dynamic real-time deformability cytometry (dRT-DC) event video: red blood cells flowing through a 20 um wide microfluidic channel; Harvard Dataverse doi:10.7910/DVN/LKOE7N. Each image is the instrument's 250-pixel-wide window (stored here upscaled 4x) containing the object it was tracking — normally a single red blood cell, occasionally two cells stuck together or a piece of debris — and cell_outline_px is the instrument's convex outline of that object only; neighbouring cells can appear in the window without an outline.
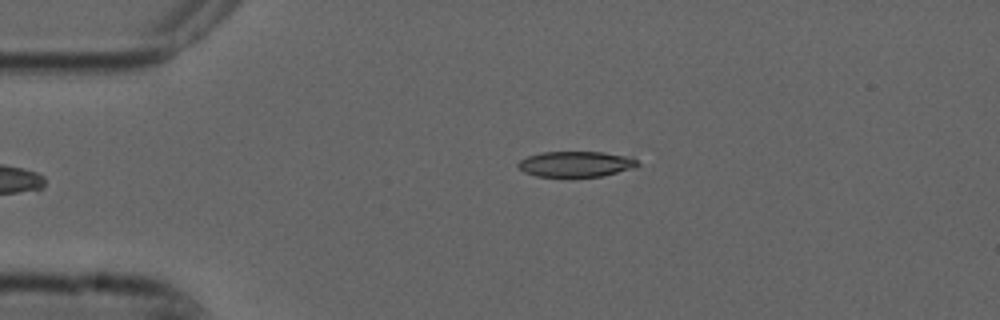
{"species": "common noctule bat (a hibernating species)", "species_latin": "Nyctalus noctula", "temperature_condition": "cold", "stored_images_in_passage": 6, "camera_frame_rate_fps": 3000, "um_per_image_px": 0.085, "animal": {"sex": "male", "forearm_length_mm": 52.5}, "frame": {"image": 1, "passage_image": 6, "time_ms": 1.667, "image_size_px": [1000, 320], "cell_outline_px": [[640, 164], [636, 168], [604, 176], [536, 176], [524, 172], [516, 164], [520, 160], [528, 156], [540, 152], [604, 152], [632, 156]], "centroid_in_image_um": [49.01, 13.93], "position_along_channel_um": 36.0, "area_um2": 17.98}}